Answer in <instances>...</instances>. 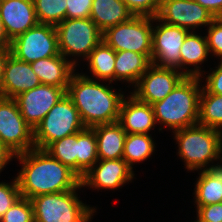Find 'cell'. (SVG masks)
<instances>
[{"label":"cell","instance_id":"28","mask_svg":"<svg viewBox=\"0 0 222 222\" xmlns=\"http://www.w3.org/2000/svg\"><path fill=\"white\" fill-rule=\"evenodd\" d=\"M149 134H127L122 158L133 169V163L147 160L155 150L154 140Z\"/></svg>","mask_w":222,"mask_h":222},{"label":"cell","instance_id":"30","mask_svg":"<svg viewBox=\"0 0 222 222\" xmlns=\"http://www.w3.org/2000/svg\"><path fill=\"white\" fill-rule=\"evenodd\" d=\"M67 0H33L39 24L56 26L66 19Z\"/></svg>","mask_w":222,"mask_h":222},{"label":"cell","instance_id":"38","mask_svg":"<svg viewBox=\"0 0 222 222\" xmlns=\"http://www.w3.org/2000/svg\"><path fill=\"white\" fill-rule=\"evenodd\" d=\"M205 7L215 18H222V0H194Z\"/></svg>","mask_w":222,"mask_h":222},{"label":"cell","instance_id":"4","mask_svg":"<svg viewBox=\"0 0 222 222\" xmlns=\"http://www.w3.org/2000/svg\"><path fill=\"white\" fill-rule=\"evenodd\" d=\"M173 133L179 147L178 155L184 160L188 171L211 170L222 166L220 163L209 167L210 162L222 161L221 131L197 124Z\"/></svg>","mask_w":222,"mask_h":222},{"label":"cell","instance_id":"35","mask_svg":"<svg viewBox=\"0 0 222 222\" xmlns=\"http://www.w3.org/2000/svg\"><path fill=\"white\" fill-rule=\"evenodd\" d=\"M66 18H90L93 0H67Z\"/></svg>","mask_w":222,"mask_h":222},{"label":"cell","instance_id":"13","mask_svg":"<svg viewBox=\"0 0 222 222\" xmlns=\"http://www.w3.org/2000/svg\"><path fill=\"white\" fill-rule=\"evenodd\" d=\"M67 87L40 84L14 99L27 124L35 130L46 114L66 94Z\"/></svg>","mask_w":222,"mask_h":222},{"label":"cell","instance_id":"16","mask_svg":"<svg viewBox=\"0 0 222 222\" xmlns=\"http://www.w3.org/2000/svg\"><path fill=\"white\" fill-rule=\"evenodd\" d=\"M0 18L11 41L39 24L33 0H0Z\"/></svg>","mask_w":222,"mask_h":222},{"label":"cell","instance_id":"20","mask_svg":"<svg viewBox=\"0 0 222 222\" xmlns=\"http://www.w3.org/2000/svg\"><path fill=\"white\" fill-rule=\"evenodd\" d=\"M91 128L95 132L98 159L122 158L127 133L118 122L99 124Z\"/></svg>","mask_w":222,"mask_h":222},{"label":"cell","instance_id":"23","mask_svg":"<svg viewBox=\"0 0 222 222\" xmlns=\"http://www.w3.org/2000/svg\"><path fill=\"white\" fill-rule=\"evenodd\" d=\"M150 65L151 61L144 54L116 51L115 81L123 80L135 86Z\"/></svg>","mask_w":222,"mask_h":222},{"label":"cell","instance_id":"22","mask_svg":"<svg viewBox=\"0 0 222 222\" xmlns=\"http://www.w3.org/2000/svg\"><path fill=\"white\" fill-rule=\"evenodd\" d=\"M134 14L122 0H93L90 19L103 33L106 29L128 21Z\"/></svg>","mask_w":222,"mask_h":222},{"label":"cell","instance_id":"5","mask_svg":"<svg viewBox=\"0 0 222 222\" xmlns=\"http://www.w3.org/2000/svg\"><path fill=\"white\" fill-rule=\"evenodd\" d=\"M81 187L31 198L34 222H89L96 211L78 199L76 191Z\"/></svg>","mask_w":222,"mask_h":222},{"label":"cell","instance_id":"10","mask_svg":"<svg viewBox=\"0 0 222 222\" xmlns=\"http://www.w3.org/2000/svg\"><path fill=\"white\" fill-rule=\"evenodd\" d=\"M0 140L15 155L35 148L34 130L22 117L13 98L0 96Z\"/></svg>","mask_w":222,"mask_h":222},{"label":"cell","instance_id":"25","mask_svg":"<svg viewBox=\"0 0 222 222\" xmlns=\"http://www.w3.org/2000/svg\"><path fill=\"white\" fill-rule=\"evenodd\" d=\"M116 51L103 40L91 51L86 61L89 63V71L92 77L100 81H115Z\"/></svg>","mask_w":222,"mask_h":222},{"label":"cell","instance_id":"37","mask_svg":"<svg viewBox=\"0 0 222 222\" xmlns=\"http://www.w3.org/2000/svg\"><path fill=\"white\" fill-rule=\"evenodd\" d=\"M215 68L206 76L203 87L211 94L222 95V62L220 61L218 67Z\"/></svg>","mask_w":222,"mask_h":222},{"label":"cell","instance_id":"2","mask_svg":"<svg viewBox=\"0 0 222 222\" xmlns=\"http://www.w3.org/2000/svg\"><path fill=\"white\" fill-rule=\"evenodd\" d=\"M109 87L93 80L86 74H76L70 78L66 94L78 110L85 127L118 122L124 93L114 92Z\"/></svg>","mask_w":222,"mask_h":222},{"label":"cell","instance_id":"6","mask_svg":"<svg viewBox=\"0 0 222 222\" xmlns=\"http://www.w3.org/2000/svg\"><path fill=\"white\" fill-rule=\"evenodd\" d=\"M85 128L71 98L65 94L34 130L35 148L44 150L50 143Z\"/></svg>","mask_w":222,"mask_h":222},{"label":"cell","instance_id":"29","mask_svg":"<svg viewBox=\"0 0 222 222\" xmlns=\"http://www.w3.org/2000/svg\"><path fill=\"white\" fill-rule=\"evenodd\" d=\"M44 150L77 174L76 133L50 143Z\"/></svg>","mask_w":222,"mask_h":222},{"label":"cell","instance_id":"31","mask_svg":"<svg viewBox=\"0 0 222 222\" xmlns=\"http://www.w3.org/2000/svg\"><path fill=\"white\" fill-rule=\"evenodd\" d=\"M0 222H34L31 200L20 197L0 218Z\"/></svg>","mask_w":222,"mask_h":222},{"label":"cell","instance_id":"8","mask_svg":"<svg viewBox=\"0 0 222 222\" xmlns=\"http://www.w3.org/2000/svg\"><path fill=\"white\" fill-rule=\"evenodd\" d=\"M58 48L61 55L71 58L76 67L75 58H88L91 51L102 41V32L90 18H66L57 24Z\"/></svg>","mask_w":222,"mask_h":222},{"label":"cell","instance_id":"17","mask_svg":"<svg viewBox=\"0 0 222 222\" xmlns=\"http://www.w3.org/2000/svg\"><path fill=\"white\" fill-rule=\"evenodd\" d=\"M40 84L41 82L32 70L30 63L18 60L9 54L3 70L2 97L14 99Z\"/></svg>","mask_w":222,"mask_h":222},{"label":"cell","instance_id":"11","mask_svg":"<svg viewBox=\"0 0 222 222\" xmlns=\"http://www.w3.org/2000/svg\"><path fill=\"white\" fill-rule=\"evenodd\" d=\"M154 22H159V24L154 25L152 28L151 64L180 71L181 46L191 31L166 24L156 16L154 17Z\"/></svg>","mask_w":222,"mask_h":222},{"label":"cell","instance_id":"14","mask_svg":"<svg viewBox=\"0 0 222 222\" xmlns=\"http://www.w3.org/2000/svg\"><path fill=\"white\" fill-rule=\"evenodd\" d=\"M156 17L169 25L189 31L205 25L209 26L215 17L194 0H160Z\"/></svg>","mask_w":222,"mask_h":222},{"label":"cell","instance_id":"41","mask_svg":"<svg viewBox=\"0 0 222 222\" xmlns=\"http://www.w3.org/2000/svg\"><path fill=\"white\" fill-rule=\"evenodd\" d=\"M10 54V50L0 49V96H2V82H3V70L7 57Z\"/></svg>","mask_w":222,"mask_h":222},{"label":"cell","instance_id":"40","mask_svg":"<svg viewBox=\"0 0 222 222\" xmlns=\"http://www.w3.org/2000/svg\"><path fill=\"white\" fill-rule=\"evenodd\" d=\"M11 40L8 38L3 22L0 18V49L1 50H10Z\"/></svg>","mask_w":222,"mask_h":222},{"label":"cell","instance_id":"9","mask_svg":"<svg viewBox=\"0 0 222 222\" xmlns=\"http://www.w3.org/2000/svg\"><path fill=\"white\" fill-rule=\"evenodd\" d=\"M10 54L26 63L59 55L56 27L38 24L30 28L11 41Z\"/></svg>","mask_w":222,"mask_h":222},{"label":"cell","instance_id":"12","mask_svg":"<svg viewBox=\"0 0 222 222\" xmlns=\"http://www.w3.org/2000/svg\"><path fill=\"white\" fill-rule=\"evenodd\" d=\"M186 75L173 68L151 64L134 86V95L139 101L153 105L163 100Z\"/></svg>","mask_w":222,"mask_h":222},{"label":"cell","instance_id":"19","mask_svg":"<svg viewBox=\"0 0 222 222\" xmlns=\"http://www.w3.org/2000/svg\"><path fill=\"white\" fill-rule=\"evenodd\" d=\"M30 65L41 84L56 87H68L70 78L76 70L72 60L61 54L39 59L30 63Z\"/></svg>","mask_w":222,"mask_h":222},{"label":"cell","instance_id":"15","mask_svg":"<svg viewBox=\"0 0 222 222\" xmlns=\"http://www.w3.org/2000/svg\"><path fill=\"white\" fill-rule=\"evenodd\" d=\"M98 163V164H97ZM134 178L133 169L123 159L98 161L80 178L81 186L95 189H117Z\"/></svg>","mask_w":222,"mask_h":222},{"label":"cell","instance_id":"7","mask_svg":"<svg viewBox=\"0 0 222 222\" xmlns=\"http://www.w3.org/2000/svg\"><path fill=\"white\" fill-rule=\"evenodd\" d=\"M154 17L134 15L128 21L106 29L102 40L115 51H133L152 57V28Z\"/></svg>","mask_w":222,"mask_h":222},{"label":"cell","instance_id":"24","mask_svg":"<svg viewBox=\"0 0 222 222\" xmlns=\"http://www.w3.org/2000/svg\"><path fill=\"white\" fill-rule=\"evenodd\" d=\"M195 185V204L206 206L222 202V166L200 171Z\"/></svg>","mask_w":222,"mask_h":222},{"label":"cell","instance_id":"33","mask_svg":"<svg viewBox=\"0 0 222 222\" xmlns=\"http://www.w3.org/2000/svg\"><path fill=\"white\" fill-rule=\"evenodd\" d=\"M206 35L209 52L220 57L222 62V18H215Z\"/></svg>","mask_w":222,"mask_h":222},{"label":"cell","instance_id":"3","mask_svg":"<svg viewBox=\"0 0 222 222\" xmlns=\"http://www.w3.org/2000/svg\"><path fill=\"white\" fill-rule=\"evenodd\" d=\"M200 77L186 76L163 100L154 103L156 124L173 131L198 124Z\"/></svg>","mask_w":222,"mask_h":222},{"label":"cell","instance_id":"36","mask_svg":"<svg viewBox=\"0 0 222 222\" xmlns=\"http://www.w3.org/2000/svg\"><path fill=\"white\" fill-rule=\"evenodd\" d=\"M195 222H222V202L206 206H197Z\"/></svg>","mask_w":222,"mask_h":222},{"label":"cell","instance_id":"1","mask_svg":"<svg viewBox=\"0 0 222 222\" xmlns=\"http://www.w3.org/2000/svg\"><path fill=\"white\" fill-rule=\"evenodd\" d=\"M14 158L22 164L16 176L21 197L31 199L42 194L66 192L81 184L73 170L45 150L34 148Z\"/></svg>","mask_w":222,"mask_h":222},{"label":"cell","instance_id":"26","mask_svg":"<svg viewBox=\"0 0 222 222\" xmlns=\"http://www.w3.org/2000/svg\"><path fill=\"white\" fill-rule=\"evenodd\" d=\"M77 175L81 178L97 161V141L95 132L85 127L76 133Z\"/></svg>","mask_w":222,"mask_h":222},{"label":"cell","instance_id":"32","mask_svg":"<svg viewBox=\"0 0 222 222\" xmlns=\"http://www.w3.org/2000/svg\"><path fill=\"white\" fill-rule=\"evenodd\" d=\"M21 197L18 180L13 182H0V218Z\"/></svg>","mask_w":222,"mask_h":222},{"label":"cell","instance_id":"18","mask_svg":"<svg viewBox=\"0 0 222 222\" xmlns=\"http://www.w3.org/2000/svg\"><path fill=\"white\" fill-rule=\"evenodd\" d=\"M126 98L121 103L118 123L127 134H149L156 124L153 106L132 94Z\"/></svg>","mask_w":222,"mask_h":222},{"label":"cell","instance_id":"27","mask_svg":"<svg viewBox=\"0 0 222 222\" xmlns=\"http://www.w3.org/2000/svg\"><path fill=\"white\" fill-rule=\"evenodd\" d=\"M198 124L222 132V95L211 94L203 86L199 99Z\"/></svg>","mask_w":222,"mask_h":222},{"label":"cell","instance_id":"34","mask_svg":"<svg viewBox=\"0 0 222 222\" xmlns=\"http://www.w3.org/2000/svg\"><path fill=\"white\" fill-rule=\"evenodd\" d=\"M134 15L155 17L158 14L160 0H122Z\"/></svg>","mask_w":222,"mask_h":222},{"label":"cell","instance_id":"21","mask_svg":"<svg viewBox=\"0 0 222 222\" xmlns=\"http://www.w3.org/2000/svg\"><path fill=\"white\" fill-rule=\"evenodd\" d=\"M208 43L206 36L196 34V31H191L185 38L180 50V70L186 76L201 77L202 71L200 64H202L209 55ZM186 65L194 66L189 69ZM183 69H189L183 71Z\"/></svg>","mask_w":222,"mask_h":222},{"label":"cell","instance_id":"39","mask_svg":"<svg viewBox=\"0 0 222 222\" xmlns=\"http://www.w3.org/2000/svg\"><path fill=\"white\" fill-rule=\"evenodd\" d=\"M15 157V154L9 150L0 140V172Z\"/></svg>","mask_w":222,"mask_h":222}]
</instances>
